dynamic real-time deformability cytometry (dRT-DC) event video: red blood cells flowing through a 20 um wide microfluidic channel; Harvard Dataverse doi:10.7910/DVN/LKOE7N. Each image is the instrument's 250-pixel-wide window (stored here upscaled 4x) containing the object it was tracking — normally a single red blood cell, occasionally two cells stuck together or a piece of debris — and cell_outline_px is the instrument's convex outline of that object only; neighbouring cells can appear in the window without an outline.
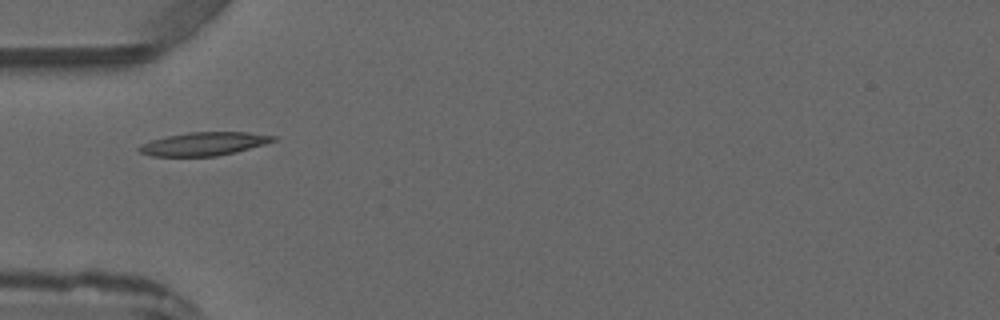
{"species": "common noctule bat (a hibernating species)", "species_latin": "Nyctalus noctula", "temperature_condition": "warm", "stored_images_in_passage": 5, "camera_frame_rate_fps": 3000, "um_per_image_px": 0.085, "animal": {"sex": "male", "forearm_length_mm": 52.5}, "frame": {"image": 1, "passage_image": 5, "time_ms": 5.667, "image_size_px": [1000, 320], "cell_outline_px": [[276, 140], [264, 144], [236, 152], [216, 156], [152, 156], [140, 152], [136, 148], [140, 144], [152, 140], [168, 136], [188, 132], [248, 132], [276, 136]], "centroid_in_image_um": [17.32, 12.22], "position_along_channel_um": 67.7, "area_um2": 18.15}}